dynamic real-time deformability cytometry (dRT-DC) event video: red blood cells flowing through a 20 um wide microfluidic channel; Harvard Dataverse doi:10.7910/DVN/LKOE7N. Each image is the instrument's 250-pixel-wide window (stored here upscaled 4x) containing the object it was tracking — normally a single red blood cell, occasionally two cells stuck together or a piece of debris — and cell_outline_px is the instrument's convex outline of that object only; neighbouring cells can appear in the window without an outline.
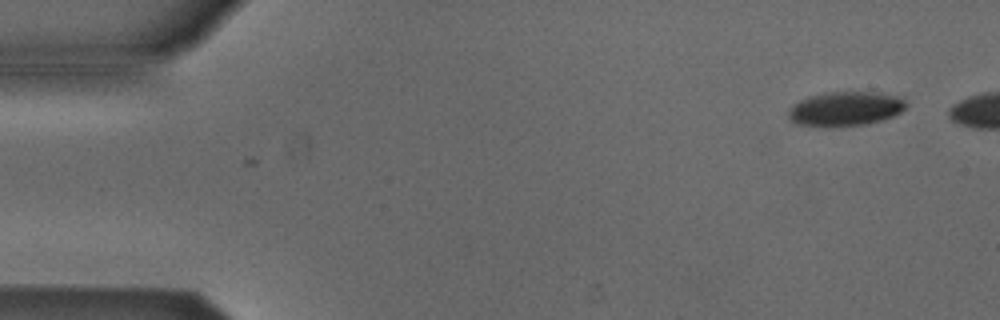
{"species": "Egyptian fruit bat (a non-hibernating species)", "species_latin": "Rousettus aegyptiacus", "temperature_condition": "cold", "stored_images_in_passage": 6, "camera_frame_rate_fps": 3000, "um_per_image_px": 0.085, "animal": {"sex": "male"}, "frame": {"image": 1, "passage_image": 1, "time_ms": 0.0, "image_size_px": [1000, 320], "cell_outline_px": [[908, 104], [900, 112], [884, 120], [864, 124], [832, 128], [824, 128], [796, 124], [788, 120], [788, 108], [792, 104], [808, 96], [824, 92], [880, 92], [904, 96]], "centroid_in_image_um": [71.84, 9.25], "position_along_channel_um": 13.2, "area_um2": 24.45}}
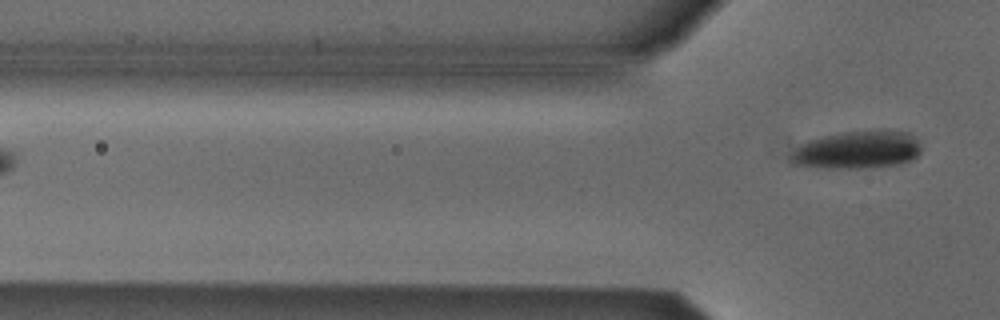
{"frame": {"image": 2, "passage_image": 6, "time_ms": 1.667, "image_size_px": [1000, 320], "cell_outline_px": [[920, 152], [912, 160], [900, 164], [864, 168], [824, 168], [792, 164], [792, 152], [800, 144], [808, 140], [840, 132], [876, 128], [908, 132], [916, 140], [920, 148]], "centroid_in_image_um": [72.89, 12.71], "position_along_channel_um": 52.9, "area_um2": 29.07}}